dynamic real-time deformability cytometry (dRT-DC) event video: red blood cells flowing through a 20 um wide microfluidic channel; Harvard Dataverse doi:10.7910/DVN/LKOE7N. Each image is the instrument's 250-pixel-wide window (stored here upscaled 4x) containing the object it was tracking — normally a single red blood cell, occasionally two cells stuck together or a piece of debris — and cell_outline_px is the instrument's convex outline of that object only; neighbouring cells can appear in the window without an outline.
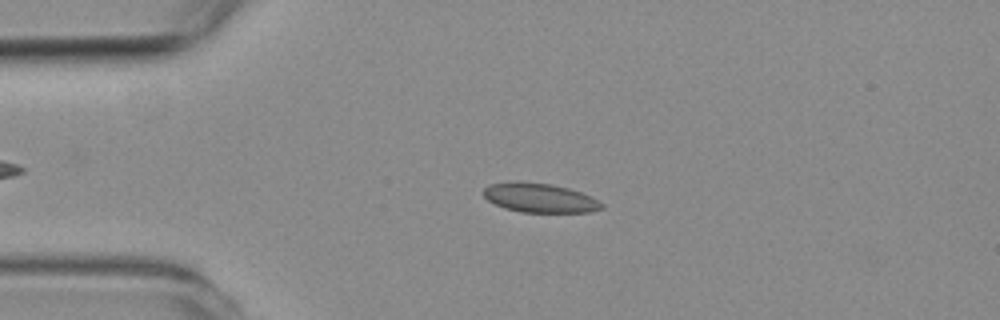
{"species": "common noctule bat (a hibernating species)", "species_latin": "Nyctalus noctula", "temperature_condition": "room temperature", "stored_images_in_passage": 53, "camera_frame_rate_fps": 3000, "um_per_image_px": 0.085, "animal": {"sex": "female", "body_mass_g": 19.3, "forearm_length_mm": 54.1}, "frame": {"image": 1, "passage_image": 12, "time_ms": 3.667, "image_size_px": [1000, 320], "cell_outline_px": [[604, 208], [588, 212], [520, 212], [504, 208], [488, 200], [484, 196], [484, 188], [492, 184], [552, 184], [568, 188], [580, 192], [604, 204]], "centroid_in_image_um": [45.93, 16.87], "position_along_channel_um": 39.1, "area_um2": 19.19}}
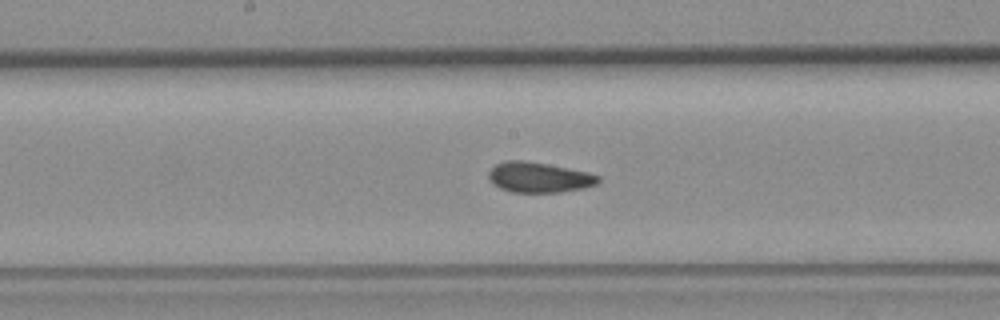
{"frame": {"image": 2, "passage_image": 27, "time_ms": 8.667, "image_size_px": [1000, 320], "cell_outline_px": [[600, 180], [596, 184], [584, 188], [560, 192], [512, 192], [500, 188], [492, 184], [488, 176], [488, 172], [496, 164], [504, 160], [524, 160], [548, 164], [588, 172], [600, 176]], "centroid_in_image_um": [45.79, 15.07], "position_along_channel_um": 202.4, "area_um2": 19.42}}
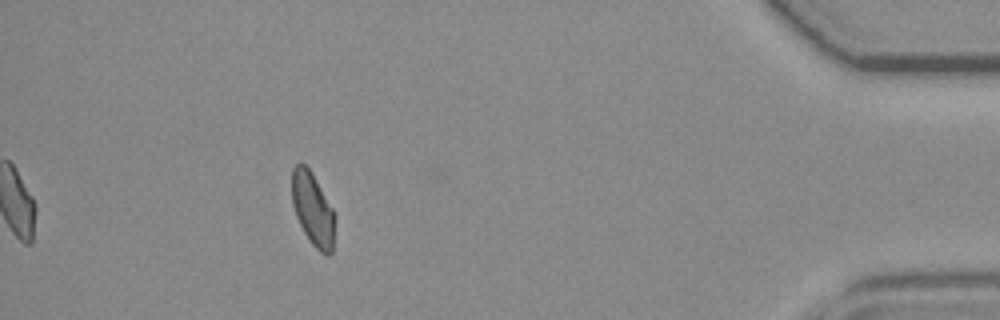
{"frame": {"image": 3, "passage_image": 48, "time_ms": 15.667, "image_size_px": [1000, 320], "cell_outline_px": [[336, 216], [332, 252], [328, 256], [320, 252], [312, 244], [304, 232], [296, 216], [292, 204], [292, 168], [300, 160], [312, 172], [332, 208]], "centroid_in_image_um": [26.59, 17.77], "position_along_channel_um": 408.6, "area_um2": 18.44}, "authors_computed_cell_mechanics": {"area_um2": 19.4208, "velocity_mm_per_s": 3.8173, "shape_relaxation_time_tau1_ms": null, "shape_relaxation_time_tau2_ms": 3.0307, "deformation_change_tau1": null, "deformation_change_tau2": 0.0546}}